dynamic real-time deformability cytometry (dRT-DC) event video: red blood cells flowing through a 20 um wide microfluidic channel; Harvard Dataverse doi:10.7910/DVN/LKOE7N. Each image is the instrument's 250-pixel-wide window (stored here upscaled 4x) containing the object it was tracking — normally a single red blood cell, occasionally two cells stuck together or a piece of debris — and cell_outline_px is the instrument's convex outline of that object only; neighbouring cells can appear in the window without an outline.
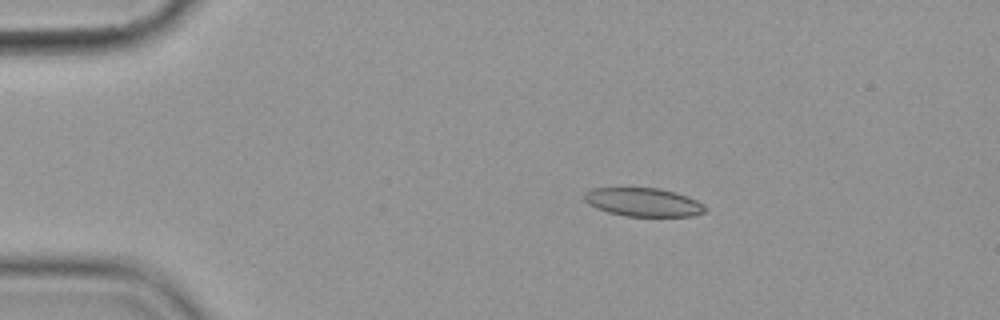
{"species": "common noctule bat (a hibernating species)", "species_latin": "Nyctalus noctula", "temperature_condition": "cold", "stored_images_in_passage": 5, "camera_frame_rate_fps": 3000, "um_per_image_px": 0.085, "animal": {"sex": "female", "body_mass_g": 19.9}, "frame": {"image": 1, "passage_image": 2, "time_ms": 1.333, "image_size_px": [1000, 320], "cell_outline_px": [[708, 208], [704, 212], [692, 216], [624, 216], [608, 212], [596, 208], [588, 204], [584, 200], [584, 192], [592, 188], [660, 188], [688, 196], [704, 204]], "centroid_in_image_um": [54.68, 17.18], "position_along_channel_um": 30.3, "area_um2": 20.17}}
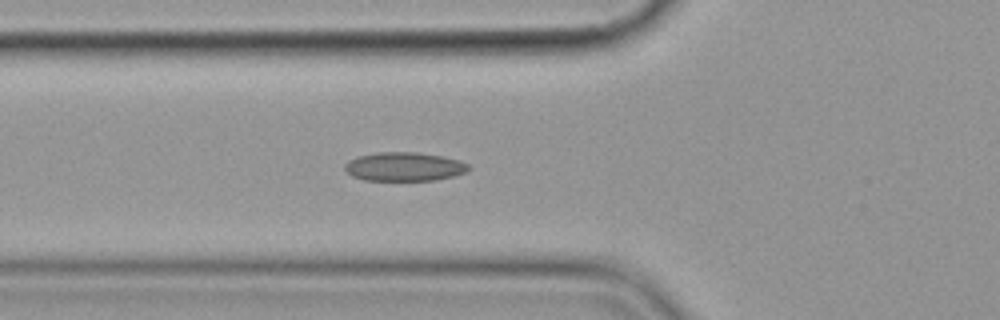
{"frame": {"image": 2, "passage_image": 5, "time_ms": 4.667, "image_size_px": [1000, 320], "cell_outline_px": [[472, 168], [468, 172], [436, 180], [364, 180], [352, 176], [344, 168], [344, 164], [348, 160], [356, 156], [380, 152], [416, 152], [444, 156], [460, 160], [468, 164]], "centroid_in_image_um": [34.38, 14.16], "position_along_channel_um": 91.4, "area_um2": 20.98}}